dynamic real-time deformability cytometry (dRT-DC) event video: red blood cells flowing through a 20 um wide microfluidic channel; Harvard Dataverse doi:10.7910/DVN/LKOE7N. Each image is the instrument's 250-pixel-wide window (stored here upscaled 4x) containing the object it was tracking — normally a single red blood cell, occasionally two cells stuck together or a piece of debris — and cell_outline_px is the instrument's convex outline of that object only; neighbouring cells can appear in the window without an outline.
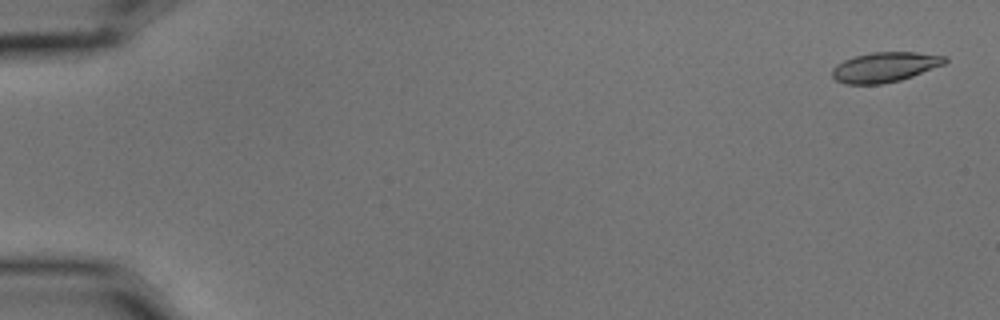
{"species": "common noctule bat (a hibernating species)", "species_latin": "Nyctalus noctula", "temperature_condition": "cold", "stored_images_in_passage": 5, "camera_frame_rate_fps": 3000, "um_per_image_px": 0.085, "animal": {"sex": "male", "body_mass_g": 15.6}, "frame": {"image": 1, "passage_image": 1, "time_ms": 0.0, "image_size_px": [1000, 320], "cell_outline_px": [[948, 60], [944, 64], [912, 76], [900, 80], [880, 84], [844, 84], [836, 80], [832, 76], [832, 68], [836, 64], [844, 60], [856, 56], [872, 52], [916, 52], [948, 56]], "centroid_in_image_um": [75.21, 5.7], "position_along_channel_um": 9.8, "area_um2": 19.65}}
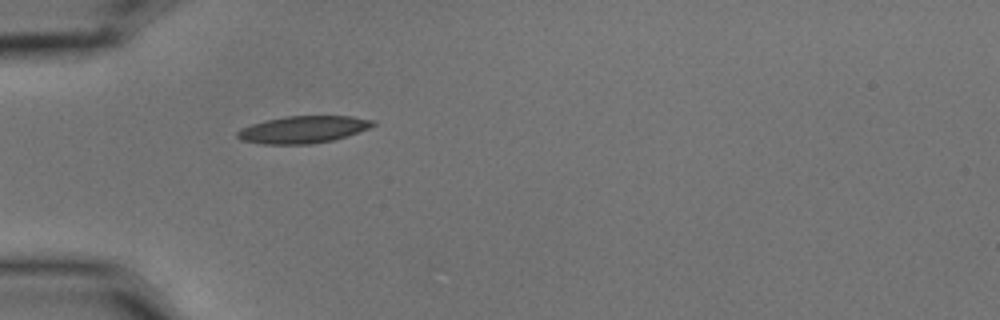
{"frame": {"image": 2, "passage_image": 5, "time_ms": 1.333, "image_size_px": [1000, 320], "cell_outline_px": [[376, 124], [368, 128], [332, 140], [312, 144], [264, 144], [240, 140], [236, 136], [236, 132], [240, 128], [264, 120], [284, 116], [352, 116], [376, 120]], "centroid_in_image_um": [25.72, 11.0], "position_along_channel_um": 59.3, "area_um2": 21.44}}